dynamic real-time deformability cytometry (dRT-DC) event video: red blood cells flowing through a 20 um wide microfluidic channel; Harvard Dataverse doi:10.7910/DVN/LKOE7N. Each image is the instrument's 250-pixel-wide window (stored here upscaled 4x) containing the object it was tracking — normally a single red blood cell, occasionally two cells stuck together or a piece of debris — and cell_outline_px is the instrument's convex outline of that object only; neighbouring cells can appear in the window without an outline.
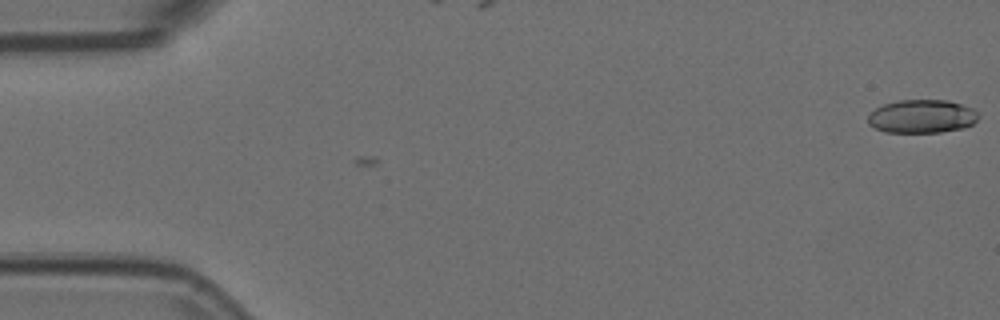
{"species": "Egyptian fruit bat (a non-hibernating species)", "species_latin": "Rousettus aegyptiacus", "temperature_condition": "room temperature", "stored_images_in_passage": 2, "camera_frame_rate_fps": 3000, "um_per_image_px": 0.085, "animal": {"sex": "female"}, "frame": {"image": 1, "passage_image": 2, "time_ms": 0.333, "image_size_px": [1000, 320], "cell_outline_px": [[980, 116], [972, 124], [964, 128], [940, 132], [884, 132], [868, 124], [868, 116], [876, 108], [884, 104], [900, 100], [948, 100], [972, 108]], "centroid_in_image_um": [78.37, 9.89], "position_along_channel_um": 6.6, "area_um2": 21.39}}